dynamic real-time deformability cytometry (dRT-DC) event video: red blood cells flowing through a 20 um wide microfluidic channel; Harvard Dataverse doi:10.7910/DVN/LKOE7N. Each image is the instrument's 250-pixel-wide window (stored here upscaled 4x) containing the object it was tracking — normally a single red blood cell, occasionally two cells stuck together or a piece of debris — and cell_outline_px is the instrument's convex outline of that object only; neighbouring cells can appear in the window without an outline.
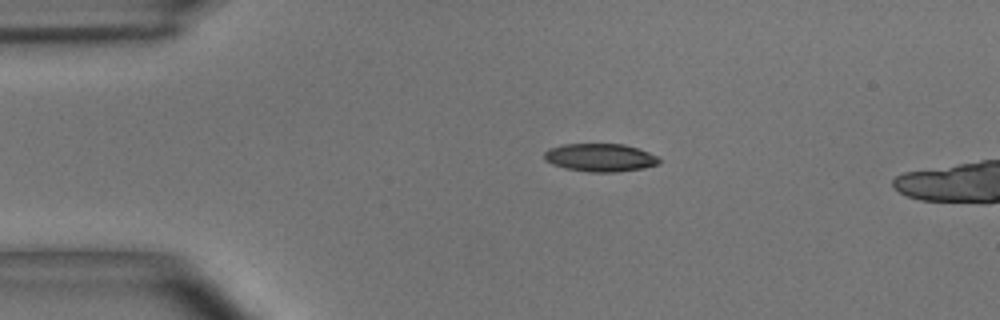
{"species": "common noctule bat (a hibernating species)", "species_latin": "Nyctalus noctula", "temperature_condition": "room temperature", "stored_images_in_passage": 5, "camera_frame_rate_fps": 3000, "um_per_image_px": 0.085, "animal": {"sex": "male", "body_mass_g": 15.6}, "frame": {"image": 1, "passage_image": 1, "time_ms": 0.0, "image_size_px": [1000, 320], "cell_outline_px": [[660, 164], [644, 168], [616, 172], [588, 172], [564, 168], [552, 164], [544, 160], [544, 152], [548, 148], [564, 144], [624, 144], [648, 152], [656, 156], [660, 160]], "centroid_in_image_um": [50.99, 13.4], "position_along_channel_um": 34.0, "area_um2": 18.84}}